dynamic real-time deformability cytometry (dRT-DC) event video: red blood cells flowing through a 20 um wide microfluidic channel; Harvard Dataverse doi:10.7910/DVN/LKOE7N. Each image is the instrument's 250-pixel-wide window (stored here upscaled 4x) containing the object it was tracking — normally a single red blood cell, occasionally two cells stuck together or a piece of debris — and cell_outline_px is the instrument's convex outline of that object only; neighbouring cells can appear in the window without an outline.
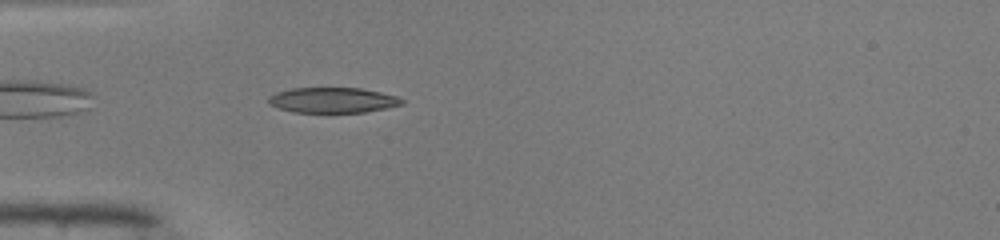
{"species": "common noctule bat (a hibernating species)", "species_latin": "Nyctalus noctula", "temperature_condition": "warm", "stored_images_in_passage": 34, "camera_frame_rate_fps": 3000, "um_per_image_px": 0.085, "animal": {"sex": "male", "body_mass_g": 19.0, "forearm_length_mm": 50.8}, "frame": {"image": 1, "passage_image": 2, "time_ms": 0.333, "image_size_px": [1000, 240], "cell_outline_px": [[404, 104], [364, 112], [292, 112], [268, 104], [268, 96], [276, 92], [292, 88], [360, 88], [380, 92], [396, 96], [404, 100]], "centroid_in_image_um": [28.25, 8.51], "position_along_channel_um": 56.7, "area_um2": 19.59}}
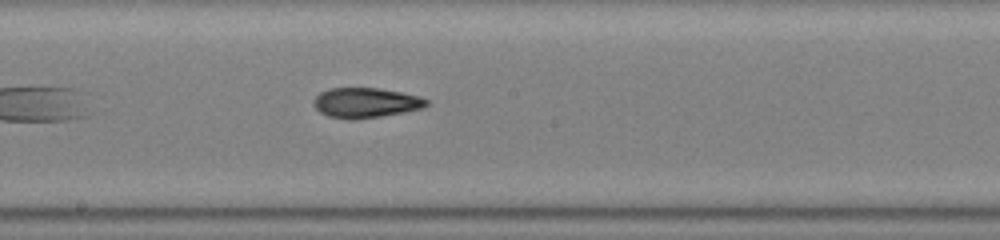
{"frame": {"image": 2, "passage_image": 14, "time_ms": 4.333, "image_size_px": [1000, 240], "cell_outline_px": [[428, 104], [424, 108], [380, 116], [328, 116], [320, 112], [312, 104], [316, 96], [320, 92], [328, 88], [376, 88], [400, 92], [420, 96], [428, 100]], "centroid_in_image_um": [31.11, 8.68], "position_along_channel_um": 217.1, "area_um2": 18.9}}
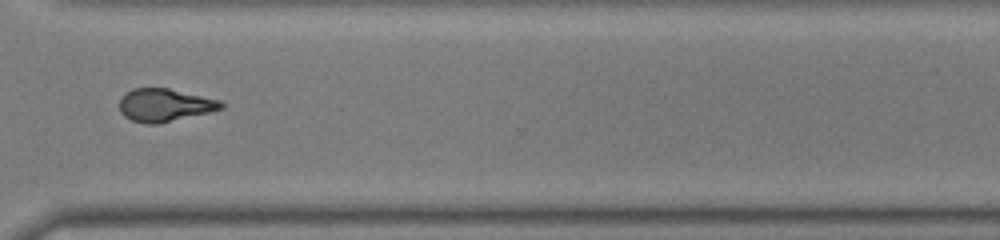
{"frame": {"image": 3, "passage_image": 24, "time_ms": 7.667, "image_size_px": [1000, 240], "cell_outline_px": [[224, 108], [160, 124], [144, 124], [132, 120], [124, 116], [120, 112], [120, 100], [132, 88], [168, 88], [220, 100], [224, 104]], "centroid_in_image_um": [14.0, 8.94], "position_along_channel_um": 356.6, "area_um2": 19.36}, "authors_computed_cell_mechanics": {"area_um2": 19.363, "velocity_mm_per_s": 4.1683, "shape_relaxation_time_tau1_ms": null, "shape_relaxation_time_tau2_ms": 4.1375, "deformation_change_tau1": null, "deformation_change_tau2": 0.1286}}